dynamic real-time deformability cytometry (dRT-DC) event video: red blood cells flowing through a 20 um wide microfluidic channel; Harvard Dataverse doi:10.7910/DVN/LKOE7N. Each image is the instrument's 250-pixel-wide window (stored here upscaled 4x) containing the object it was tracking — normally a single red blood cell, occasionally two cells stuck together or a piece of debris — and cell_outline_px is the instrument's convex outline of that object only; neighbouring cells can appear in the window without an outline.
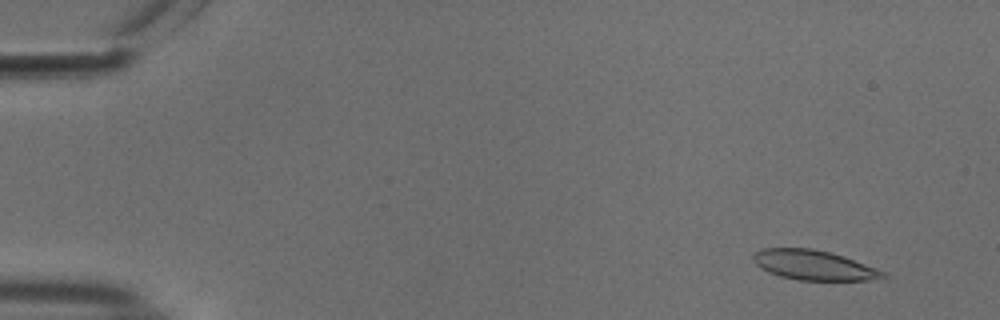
{"species": "common noctule bat (a hibernating species)", "species_latin": "Nyctalus noctula", "temperature_condition": "cold", "stored_images_in_passage": 55, "camera_frame_rate_fps": 3000, "um_per_image_px": 0.085, "animal": {"sex": "male", "body_mass_g": 18.8}, "frame": {"image": 1, "passage_image": 5, "time_ms": 1.333, "image_size_px": [1000, 320], "cell_outline_px": [[888, 276], [868, 280], [800, 280], [780, 276], [768, 272], [760, 268], [752, 260], [752, 256], [760, 248], [812, 248], [844, 256], [884, 272]], "centroid_in_image_um": [69.1, 22.53], "position_along_channel_um": 15.9, "area_um2": 22.31}}
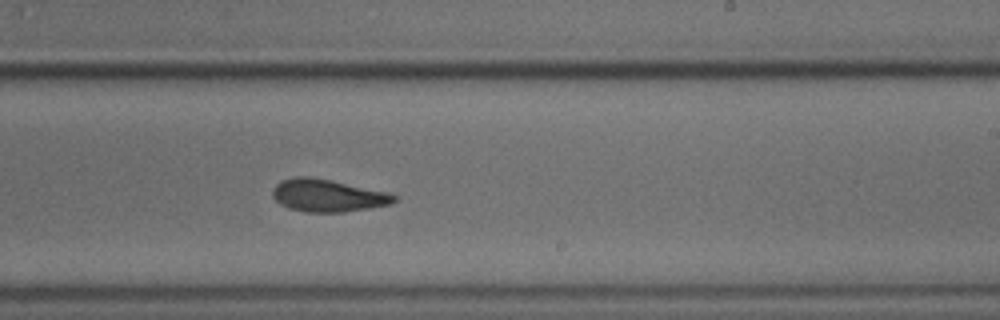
{"frame": {"image": 2, "passage_image": 34, "time_ms": 11.0, "image_size_px": [1000, 320], "cell_outline_px": [[396, 200], [392, 204], [344, 212], [304, 212], [288, 208], [280, 204], [272, 196], [272, 188], [280, 180], [292, 176], [308, 176], [332, 180], [388, 192], [396, 196]], "centroid_in_image_um": [27.81, 16.61], "position_along_channel_um": 261.2, "area_um2": 23.24}}
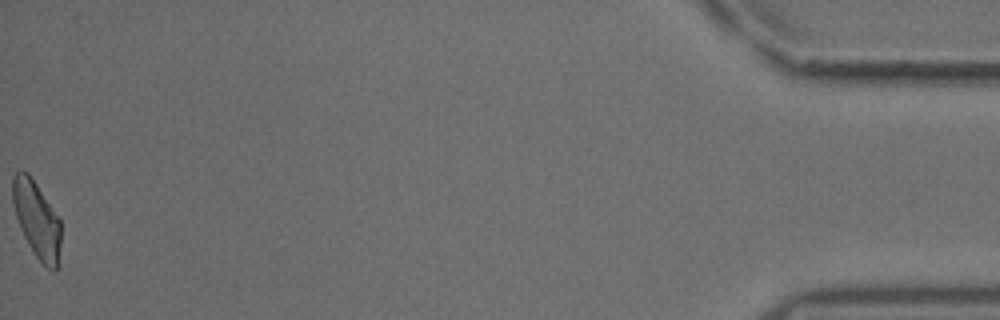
{"frame": {"image": 3, "passage_image": 55, "time_ms": 18.0, "image_size_px": [1000, 320], "cell_outline_px": [[60, 264], [56, 272], [52, 272], [36, 256], [24, 236], [20, 228], [12, 204], [12, 176], [20, 168], [28, 172], [60, 220]], "centroid_in_image_um": [3.12, 18.67], "position_along_channel_um": 432.1, "area_um2": 21.56}, "authors_computed_cell_mechanics": {"area_um2": 22.831, "velocity_mm_per_s": 3.7591, "shape_relaxation_time_tau1_ms": 6.5922, "shape_relaxation_time_tau2_ms": 3.538, "deformation_change_tau1": 0.1608, "deformation_change_tau2": 0.1015}}